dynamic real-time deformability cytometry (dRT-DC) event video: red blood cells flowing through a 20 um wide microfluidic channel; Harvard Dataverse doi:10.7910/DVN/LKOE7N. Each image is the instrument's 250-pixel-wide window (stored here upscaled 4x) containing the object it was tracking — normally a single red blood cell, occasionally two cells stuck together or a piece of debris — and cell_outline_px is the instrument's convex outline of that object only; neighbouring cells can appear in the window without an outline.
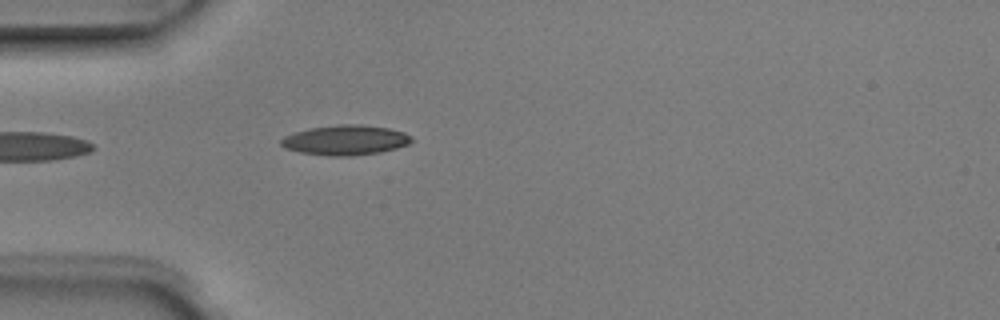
{"species": "Egyptian fruit bat (a non-hibernating species)", "species_latin": "Rousettus aegyptiacus", "temperature_condition": "room temperature", "stored_images_in_passage": 5, "camera_frame_rate_fps": 3000, "um_per_image_px": 0.085, "animal": {"sex": "male"}, "frame": {"image": 1, "passage_image": 5, "time_ms": 1.333, "image_size_px": [1000, 320], "cell_outline_px": [[416, 140], [408, 144], [396, 148], [380, 152], [352, 156], [328, 156], [300, 152], [284, 148], [280, 144], [280, 140], [284, 136], [292, 132], [308, 128], [340, 124], [360, 124], [388, 128], [404, 132], [412, 136]], "centroid_in_image_um": [29.35, 11.9], "position_along_channel_um": 55.6, "area_um2": 23.06}}